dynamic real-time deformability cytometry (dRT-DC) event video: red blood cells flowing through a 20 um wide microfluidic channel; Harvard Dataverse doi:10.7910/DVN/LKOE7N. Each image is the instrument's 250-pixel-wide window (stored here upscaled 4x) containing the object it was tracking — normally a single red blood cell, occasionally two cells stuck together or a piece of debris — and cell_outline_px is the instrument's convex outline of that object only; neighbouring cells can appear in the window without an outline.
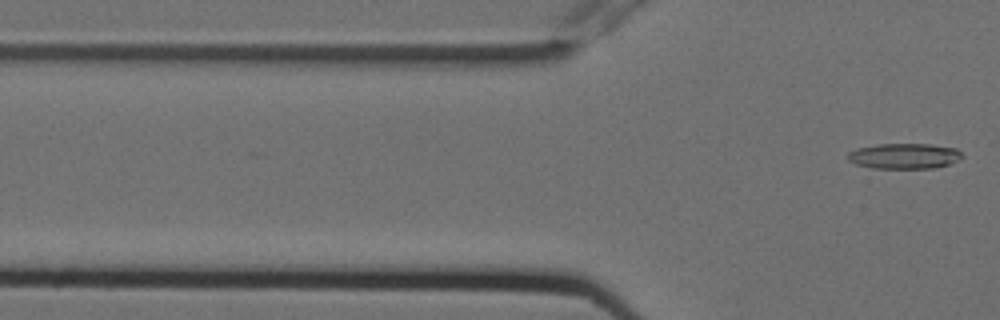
{"species": "Egyptian fruit bat (a non-hibernating species)", "species_latin": "Rousettus aegyptiacus", "temperature_condition": "cold", "stored_images_in_passage": 5, "camera_frame_rate_fps": 3000, "um_per_image_px": 0.085, "animal": {"sex": "female"}, "frame": {"image": 1, "passage_image": 5, "time_ms": 1.333, "image_size_px": [1000, 320], "cell_outline_px": [[964, 156], [960, 160], [936, 168], [872, 168], [856, 164], [848, 160], [848, 152], [856, 148], [880, 144], [928, 144], [956, 148]], "centroid_in_image_um": [76.87, 13.26], "position_along_channel_um": 48.9, "area_um2": 16.99}}